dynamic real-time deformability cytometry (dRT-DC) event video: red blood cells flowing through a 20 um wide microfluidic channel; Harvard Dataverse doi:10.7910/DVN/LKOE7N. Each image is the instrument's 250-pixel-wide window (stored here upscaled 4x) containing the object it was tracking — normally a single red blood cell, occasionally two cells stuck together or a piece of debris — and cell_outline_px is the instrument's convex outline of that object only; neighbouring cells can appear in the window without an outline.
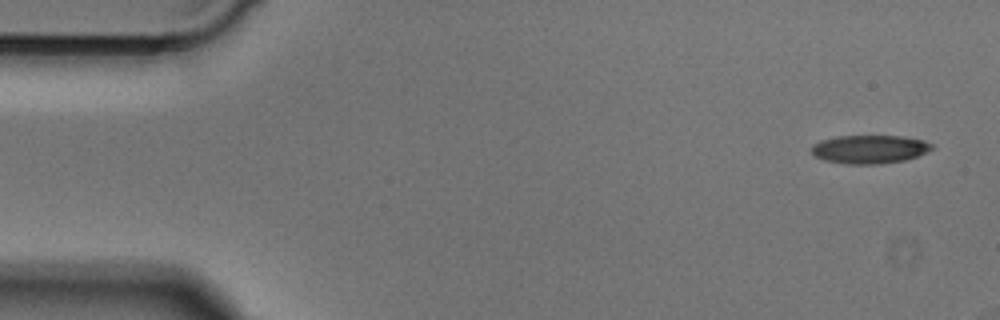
{"species": "Egyptian fruit bat (a non-hibernating species)", "species_latin": "Rousettus aegyptiacus", "temperature_condition": "cold", "stored_images_in_passage": 4, "camera_frame_rate_fps": 3000, "um_per_image_px": 0.085, "animal": {"sex": "male"}, "frame": {"image": 1, "passage_image": 1, "time_ms": 0.0, "image_size_px": [1000, 320], "cell_outline_px": [[936, 148], [916, 156], [904, 160], [880, 164], [848, 164], [824, 160], [816, 156], [812, 152], [812, 148], [820, 140], [836, 136], [900, 136], [924, 140], [932, 144]], "centroid_in_image_um": [73.95, 12.68], "position_along_channel_um": 11.1, "area_um2": 19.83}}